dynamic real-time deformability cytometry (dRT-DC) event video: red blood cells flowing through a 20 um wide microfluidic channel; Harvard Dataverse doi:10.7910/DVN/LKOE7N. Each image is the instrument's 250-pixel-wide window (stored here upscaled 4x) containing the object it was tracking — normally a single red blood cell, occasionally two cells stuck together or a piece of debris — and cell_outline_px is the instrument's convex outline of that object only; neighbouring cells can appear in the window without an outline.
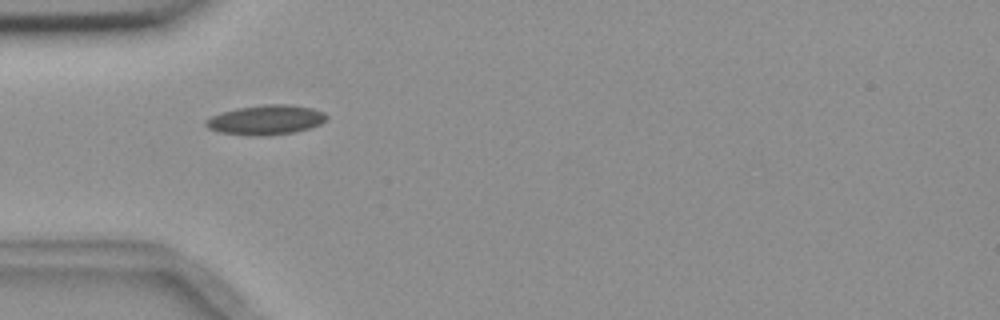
{"species": "common noctule bat (a hibernating species)", "species_latin": "Nyctalus noctula", "temperature_condition": "room temperature", "stored_images_in_passage": 4, "camera_frame_rate_fps": 3000, "um_per_image_px": 0.085, "animal": {"sex": "female", "body_mass_g": 18.4}, "frame": {"image": 1, "passage_image": 3, "time_ms": 2.333, "image_size_px": [1000, 320], "cell_outline_px": [[328, 116], [320, 124], [308, 128], [292, 132], [256, 136], [220, 132], [208, 128], [204, 124], [204, 120], [220, 112], [236, 108], [264, 104], [288, 104], [312, 108], [324, 112]], "centroid_in_image_um": [22.56, 10.17], "position_along_channel_um": 62.4, "area_um2": 20.69}}